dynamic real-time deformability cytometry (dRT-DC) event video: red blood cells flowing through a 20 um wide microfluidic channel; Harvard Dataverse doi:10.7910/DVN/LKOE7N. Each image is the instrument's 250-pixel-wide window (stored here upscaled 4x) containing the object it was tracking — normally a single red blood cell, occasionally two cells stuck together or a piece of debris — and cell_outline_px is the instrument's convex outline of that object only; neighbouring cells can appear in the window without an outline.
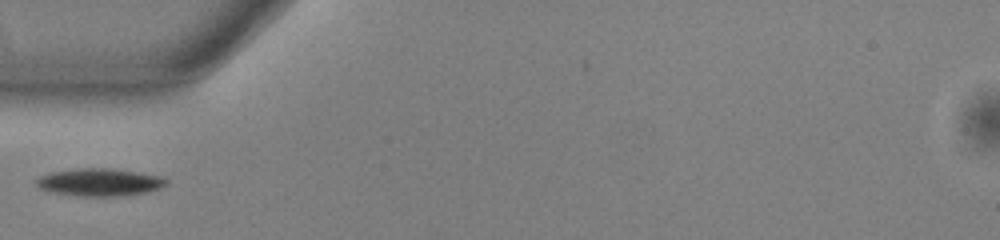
{"species": "common noctule bat (a hibernating species)", "species_latin": "Nyctalus noctula", "temperature_condition": "warm", "stored_images_in_passage": 37, "camera_frame_rate_fps": 3000, "um_per_image_px": 0.085, "animal": {"sex": "male", "body_mass_g": 13.0, "forearm_length_mm": 53.1}, "frame": {"image": 1, "passage_image": 1, "time_ms": 0.0, "image_size_px": [1000, 240], "cell_outline_px": [[168, 184], [160, 188], [148, 192], [120, 196], [76, 196], [48, 192], [36, 188], [36, 180], [40, 176], [52, 172], [80, 168], [112, 168], [160, 176], [168, 180]], "centroid_in_image_um": [8.43, 15.5], "position_along_channel_um": 76.6, "area_um2": 21.1}}
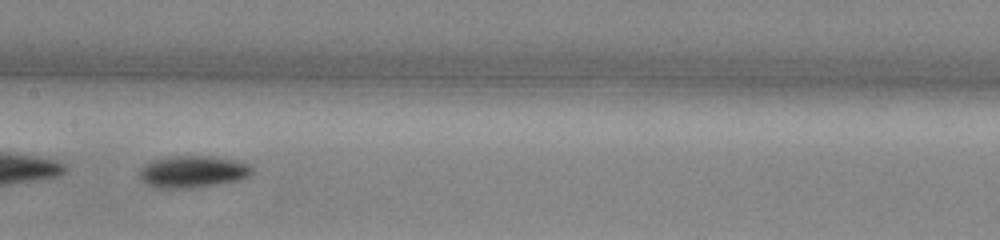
{"frame": {"image": 2, "passage_image": 10, "time_ms": 3.0, "image_size_px": [1000, 240], "cell_outline_px": [[252, 172], [248, 176], [240, 180], [216, 184], [188, 188], [156, 188], [140, 180], [140, 172], [148, 164], [156, 160], [168, 156], [216, 156], [248, 164], [252, 168]], "centroid_in_image_um": [16.41, 14.59], "position_along_channel_um": 191.0, "area_um2": 20.58}}
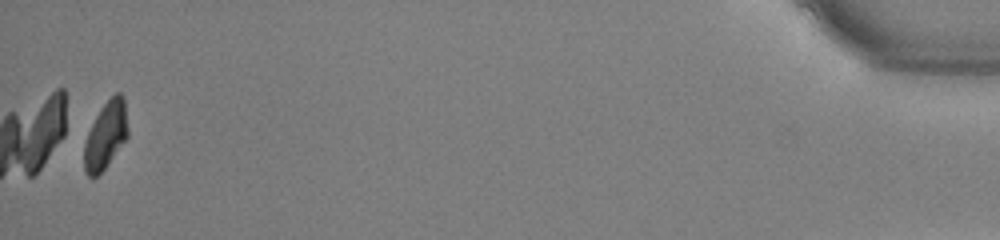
{"frame": {"image": 3, "passage_image": 36, "time_ms": 11.667, "image_size_px": [1000, 240], "cell_outline_px": [[128, 136], [104, 168], [96, 176], [88, 176], [84, 172], [84, 144], [88, 132], [100, 108], [116, 92], [120, 92], [124, 96], [128, 128]], "centroid_in_image_um": [8.99, 11.47], "position_along_channel_um": 426.2, "area_um2": 16.94}}